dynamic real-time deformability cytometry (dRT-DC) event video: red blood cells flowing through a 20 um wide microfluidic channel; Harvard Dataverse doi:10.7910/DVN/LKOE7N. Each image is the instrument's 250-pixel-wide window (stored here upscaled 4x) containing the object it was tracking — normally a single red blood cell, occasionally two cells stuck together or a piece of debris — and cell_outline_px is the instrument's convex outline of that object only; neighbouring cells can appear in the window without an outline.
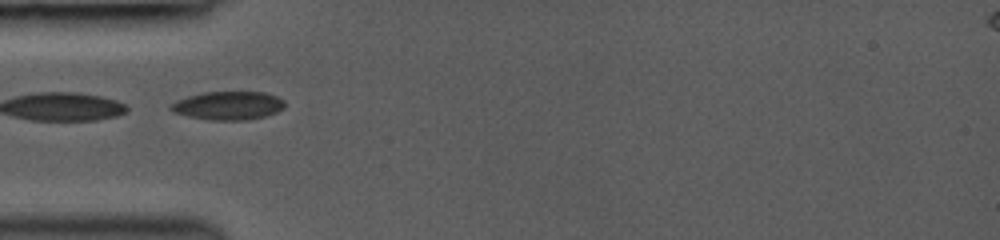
{"species": "common noctule bat (a hibernating species)", "species_latin": "Nyctalus noctula", "temperature_condition": "room temperature", "stored_images_in_passage": 2, "camera_frame_rate_fps": 3000, "um_per_image_px": 0.085, "animal": {"sex": "female", "body_mass_g": 19.0, "forearm_length_mm": 53.3}, "frame": {"image": 1, "passage_image": 1, "time_ms": 0.0, "image_size_px": [1000, 240], "cell_outline_px": [[284, 108], [276, 112], [264, 116], [248, 120], [208, 120], [188, 116], [172, 112], [168, 108], [168, 104], [176, 100], [188, 96], [204, 92], [268, 92], [284, 100]], "centroid_in_image_um": [19.36, 8.97], "position_along_channel_um": 65.6, "area_um2": 19.07}}